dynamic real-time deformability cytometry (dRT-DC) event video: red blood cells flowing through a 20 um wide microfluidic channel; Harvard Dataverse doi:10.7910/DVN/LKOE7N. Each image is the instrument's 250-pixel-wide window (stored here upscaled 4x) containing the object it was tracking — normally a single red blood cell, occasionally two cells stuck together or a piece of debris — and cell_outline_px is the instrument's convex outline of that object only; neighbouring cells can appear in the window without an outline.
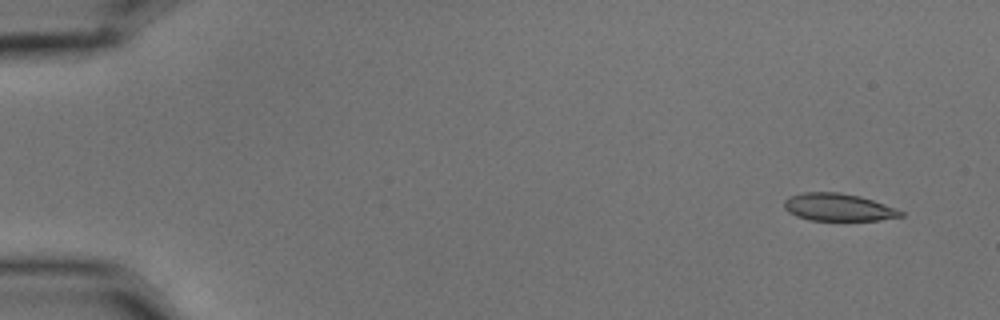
{"species": "common noctule bat (a hibernating species)", "species_latin": "Nyctalus noctula", "temperature_condition": "cold", "stored_images_in_passage": 5, "camera_frame_rate_fps": 3000, "um_per_image_px": 0.085, "animal": {"sex": "male", "body_mass_g": 15.6}, "frame": {"image": 1, "passage_image": 1, "time_ms": 0.0, "image_size_px": [1000, 320], "cell_outline_px": [[904, 216], [880, 220], [808, 220], [796, 216], [788, 212], [784, 208], [784, 200], [788, 196], [804, 192], [840, 192], [860, 196], [896, 208], [904, 212]], "centroid_in_image_um": [71.23, 17.61], "position_along_channel_um": 13.8, "area_um2": 18.79}}
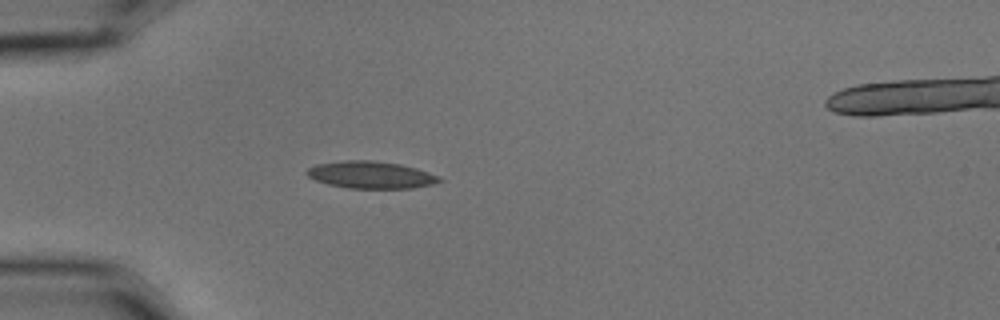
{"frame": {"image": 2, "passage_image": 4, "time_ms": 1.0, "image_size_px": [1000, 320], "cell_outline_px": [[444, 180], [432, 184], [412, 188], [348, 188], [328, 184], [316, 180], [308, 176], [304, 172], [308, 168], [316, 164], [344, 160], [372, 160], [400, 164], [416, 168], [440, 176]], "centroid_in_image_um": [31.52, 14.86], "position_along_channel_um": 53.5, "area_um2": 20.98}}